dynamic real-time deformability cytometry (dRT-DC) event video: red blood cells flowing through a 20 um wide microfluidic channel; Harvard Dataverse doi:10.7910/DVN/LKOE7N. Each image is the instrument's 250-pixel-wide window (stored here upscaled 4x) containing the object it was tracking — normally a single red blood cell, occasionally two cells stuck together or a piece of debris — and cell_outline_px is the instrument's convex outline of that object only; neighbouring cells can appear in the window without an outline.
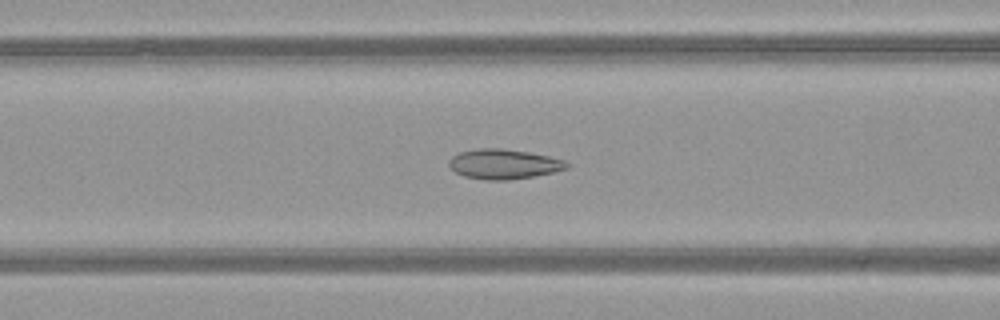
{"species": "common noctule bat (a hibernating species)", "species_latin": "Nyctalus noctula", "temperature_condition": "warm", "stored_images_in_passage": 37, "camera_frame_rate_fps": 3000, "um_per_image_px": 0.085, "animal": {"sex": "female", "body_mass_g": 21.9}, "frame": {"image": 1, "passage_image": 7, "time_ms": 2.0, "image_size_px": [1000, 320], "cell_outline_px": [[568, 168], [552, 172], [532, 176], [508, 180], [484, 180], [464, 176], [456, 172], [448, 164], [448, 160], [452, 156], [460, 152], [476, 148], [500, 148], [528, 152], [548, 156], [564, 160], [568, 164]], "centroid_in_image_um": [42.78, 13.94], "position_along_channel_um": 123.8, "area_um2": 20.35}}
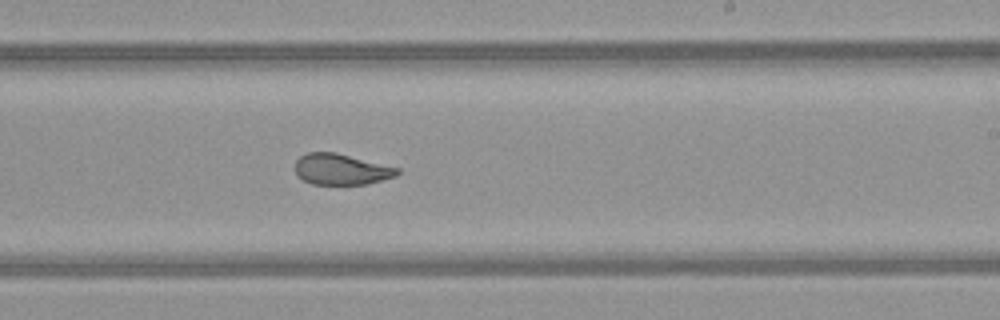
{"frame": {"image": 2, "passage_image": 17, "time_ms": 5.333, "image_size_px": [1000, 320], "cell_outline_px": [[400, 172], [396, 176], [368, 184], [312, 184], [304, 180], [296, 172], [296, 160], [300, 156], [308, 152], [336, 152], [400, 168]], "centroid_in_image_um": [29.03, 14.38], "position_along_channel_um": 260.0, "area_um2": 18.38}}
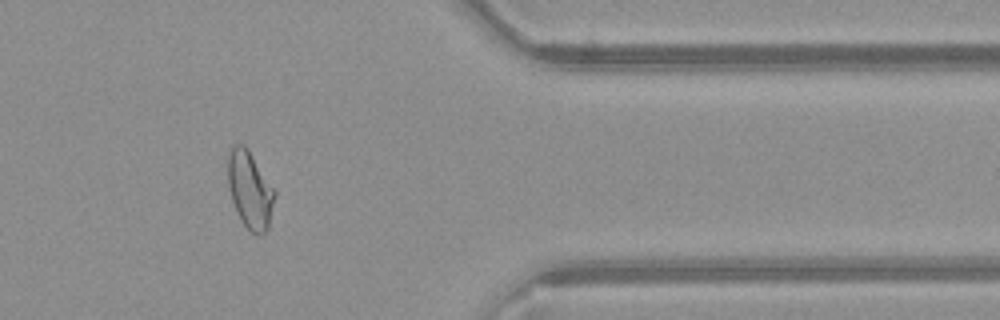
{"frame": {"image": 3, "passage_image": 28, "time_ms": 9.0, "image_size_px": [1000, 320], "cell_outline_px": [[276, 196], [268, 228], [260, 236], [256, 236], [240, 220], [232, 200], [228, 188], [228, 152], [232, 144], [244, 144], [248, 148], [276, 192]], "centroid_in_image_um": [21.24, 16.12], "position_along_channel_um": 390.2, "area_um2": 21.21}, "authors_computed_cell_mechanics": {"area_um2": 20.3456, "velocity_mm_per_s": 4.0866, "shape_relaxation_time_tau1_ms": 8.6741, "shape_relaxation_time_tau2_ms": 0.9744, "deformation_change_tau1": 0.2017, "deformation_change_tau2": 0.0678}}